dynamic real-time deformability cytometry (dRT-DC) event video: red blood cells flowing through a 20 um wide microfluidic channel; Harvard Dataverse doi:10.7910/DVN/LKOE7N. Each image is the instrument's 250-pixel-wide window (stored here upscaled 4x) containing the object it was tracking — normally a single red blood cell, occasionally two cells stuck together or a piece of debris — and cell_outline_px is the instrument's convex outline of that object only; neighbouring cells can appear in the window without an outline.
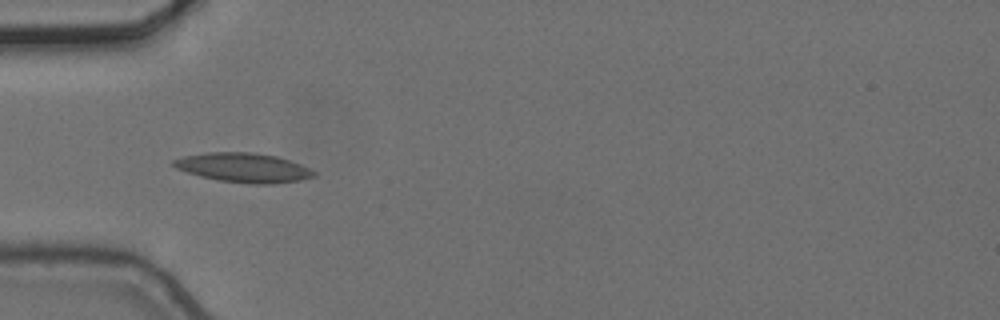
{"species": "common noctule bat (a hibernating species)", "species_latin": "Nyctalus noctula", "temperature_condition": "cold", "stored_images_in_passage": 6, "camera_frame_rate_fps": 3000, "um_per_image_px": 0.085, "animal": {"sex": "female", "body_mass_g": 24.6, "forearm_length_mm": 56.2}, "frame": {"image": 1, "passage_image": 5, "time_ms": 1.333, "image_size_px": [1000, 320], "cell_outline_px": [[316, 176], [300, 180], [272, 184], [252, 184], [220, 180], [200, 176], [176, 168], [172, 164], [172, 160], [184, 156], [208, 152], [256, 152], [276, 156], [300, 164], [316, 172]], "centroid_in_image_um": [20.71, 14.24], "position_along_channel_um": 64.3, "area_um2": 23.87}}
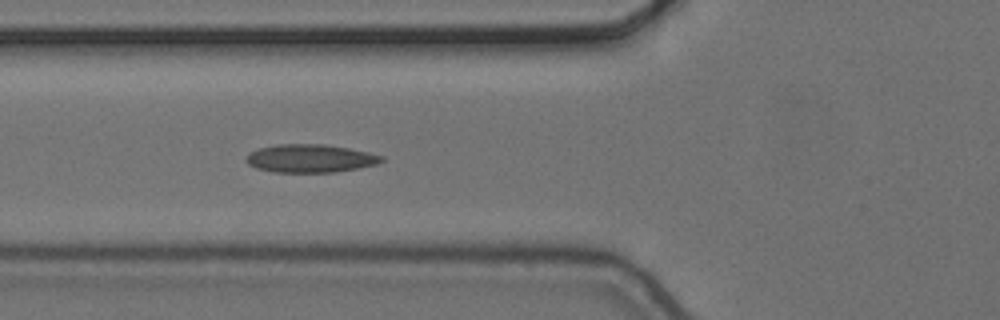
{"frame": {"image": 2, "passage_image": 6, "time_ms": 1.667, "image_size_px": [1000, 320], "cell_outline_px": [[384, 160], [376, 164], [336, 172], [272, 172], [256, 168], [248, 164], [244, 160], [248, 152], [260, 148], [276, 144], [324, 144], [348, 148], [368, 152], [384, 156]], "centroid_in_image_um": [26.33, 13.46], "position_along_channel_um": 99.5, "area_um2": 22.25}}